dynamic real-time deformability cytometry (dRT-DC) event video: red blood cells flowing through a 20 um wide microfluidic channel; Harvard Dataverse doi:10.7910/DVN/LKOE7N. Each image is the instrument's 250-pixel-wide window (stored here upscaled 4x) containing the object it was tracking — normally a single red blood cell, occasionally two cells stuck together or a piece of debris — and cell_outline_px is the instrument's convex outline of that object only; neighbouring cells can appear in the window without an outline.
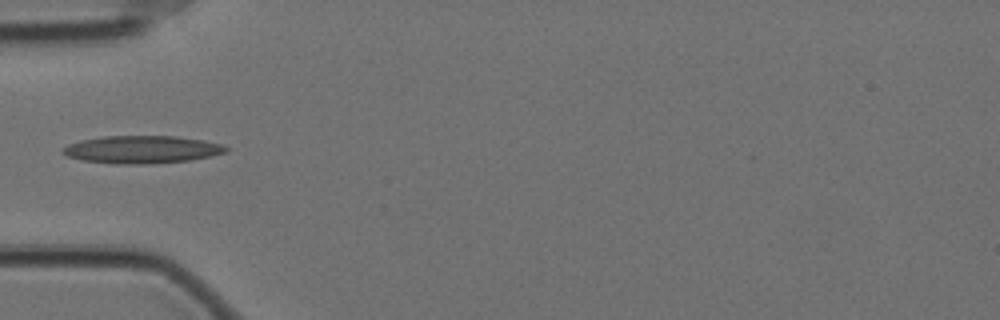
{"species": "Egyptian fruit bat (a non-hibernating species)", "species_latin": "Rousettus aegyptiacus", "temperature_condition": "cold", "stored_images_in_passage": 14, "camera_frame_rate_fps": 3000, "um_per_image_px": 0.085, "animal": {"sex": "female"}, "frame": {"image": 1, "passage_image": 1, "time_ms": 0.0, "image_size_px": [1000, 320], "cell_outline_px": [[228, 152], [212, 156], [188, 160], [148, 164], [116, 164], [80, 160], [68, 156], [60, 152], [68, 144], [80, 140], [104, 136], [176, 136], [204, 140], [224, 144], [228, 148]], "centroid_in_image_um": [12.08, 12.71], "position_along_channel_um": 72.9, "area_um2": 26.47}}
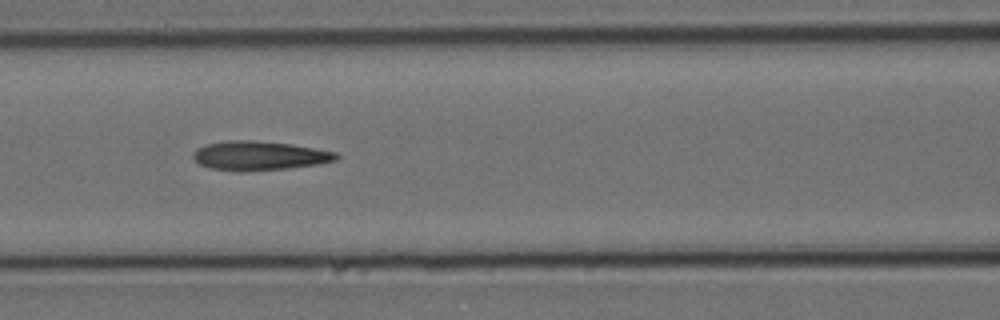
{"frame": {"image": 2, "passage_image": 7, "time_ms": 2.0, "image_size_px": [1000, 320], "cell_outline_px": [[340, 156], [336, 160], [316, 164], [288, 168], [244, 172], [240, 172], [212, 168], [200, 164], [192, 156], [192, 152], [196, 148], [204, 144], [228, 140], [256, 140], [292, 144], [336, 152]], "centroid_in_image_um": [22.01, 13.22], "position_along_channel_um": 144.6, "area_um2": 24.45}}
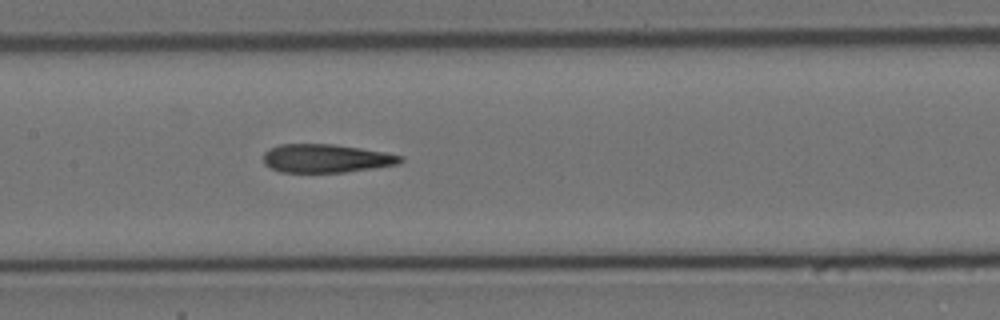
{"frame": {"image": 3, "passage_image": 10, "time_ms": 3.0, "image_size_px": [1000, 320], "cell_outline_px": [[404, 160], [400, 164], [344, 172], [280, 172], [264, 164], [264, 152], [268, 148], [280, 144], [332, 144], [360, 148], [384, 152], [404, 156]], "centroid_in_image_um": [27.72, 13.46], "position_along_channel_um": 179.7, "area_um2": 22.72}}